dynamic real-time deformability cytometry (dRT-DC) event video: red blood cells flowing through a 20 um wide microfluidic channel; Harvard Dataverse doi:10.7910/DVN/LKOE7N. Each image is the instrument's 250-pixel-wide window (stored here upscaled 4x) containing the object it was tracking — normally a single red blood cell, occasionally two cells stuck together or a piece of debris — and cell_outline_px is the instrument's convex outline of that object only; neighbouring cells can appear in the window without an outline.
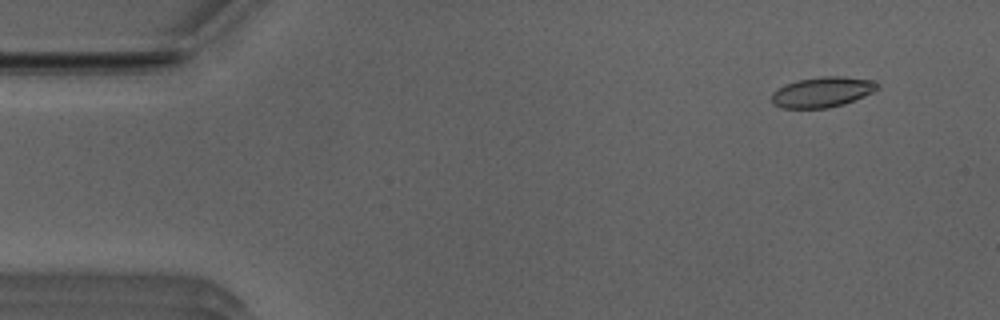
{"species": "Egyptian fruit bat (a non-hibernating species)", "species_latin": "Rousettus aegyptiacus", "temperature_condition": "room temperature", "stored_images_in_passage": 52, "camera_frame_rate_fps": 3000, "um_per_image_px": 0.085, "animal": {"sex": "male"}, "frame": {"image": 1, "passage_image": 5, "time_ms": 1.333, "image_size_px": [1000, 320], "cell_outline_px": [[880, 88], [864, 96], [844, 104], [828, 108], [784, 108], [772, 104], [772, 92], [796, 80], [824, 76], [844, 76], [872, 80], [880, 84]], "centroid_in_image_um": [69.93, 7.82], "position_along_channel_um": 15.1, "area_um2": 18.67}}
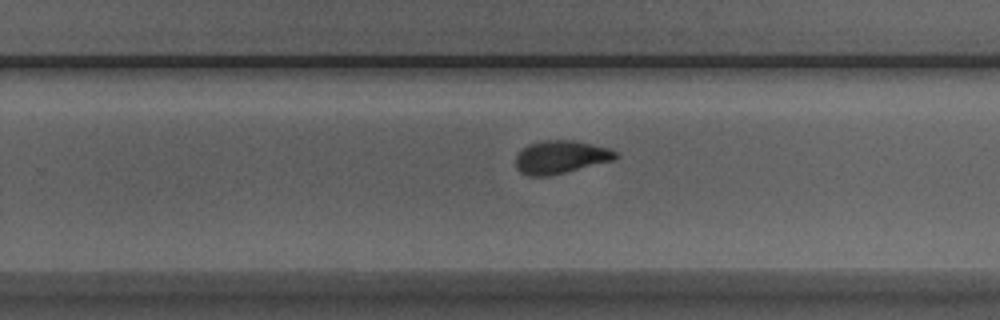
{"frame": {"image": 2, "passage_image": 33, "time_ms": 10.667, "image_size_px": [1000, 320], "cell_outline_px": [[620, 156], [616, 160], [548, 176], [528, 176], [520, 172], [516, 168], [516, 156], [528, 144], [540, 140], [572, 140], [608, 148], [616, 152]], "centroid_in_image_um": [47.66, 13.35], "position_along_channel_um": 282.1, "area_um2": 19.25}}
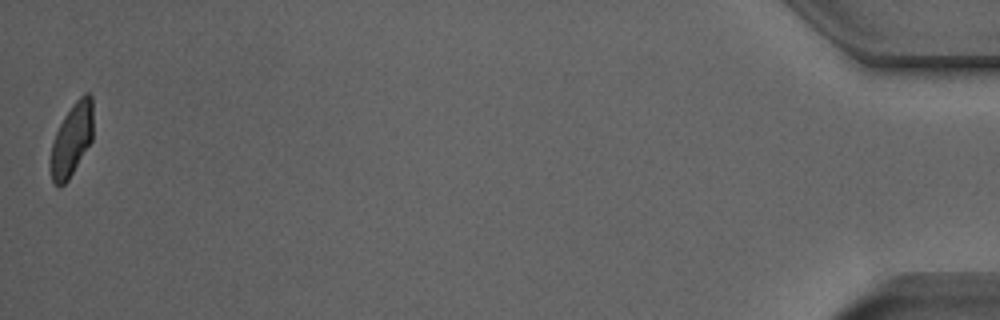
{"frame": {"image": 3, "passage_image": 52, "time_ms": 17.0, "image_size_px": [1000, 320], "cell_outline_px": [[92, 140], [68, 180], [60, 188], [52, 180], [48, 168], [48, 160], [52, 140], [64, 116], [72, 104], [84, 92], [88, 92], [92, 96]], "centroid_in_image_um": [6.05, 11.89], "position_along_channel_um": 429.1, "area_um2": 18.38}, "authors_computed_cell_mechanics": {"area_um2": 19.2185, "velocity_mm_per_s": 3.9384, "shape_relaxation_time_tau1_ms": 6.198, "shape_relaxation_time_tau2_ms": 1.3759, "deformation_change_tau1": 0.175, "deformation_change_tau2": 0.0569}}